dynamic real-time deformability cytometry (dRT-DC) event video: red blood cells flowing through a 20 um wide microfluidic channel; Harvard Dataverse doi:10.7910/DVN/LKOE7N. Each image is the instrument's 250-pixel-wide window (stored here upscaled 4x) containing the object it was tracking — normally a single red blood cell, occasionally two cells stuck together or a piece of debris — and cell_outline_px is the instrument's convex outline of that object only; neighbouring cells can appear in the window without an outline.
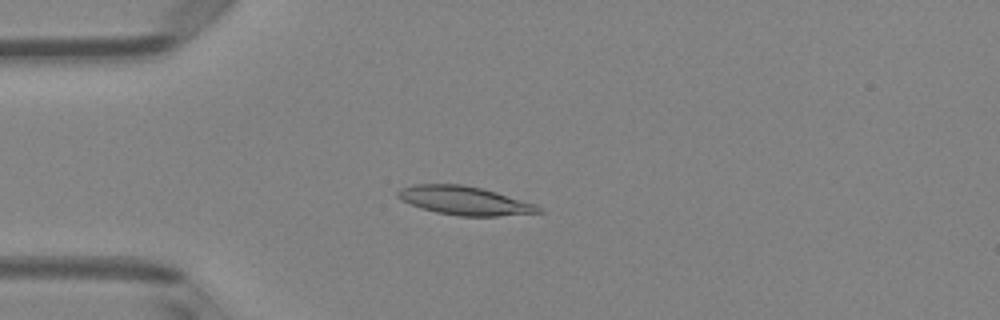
{"species": "Egyptian fruit bat (a non-hibernating species)", "species_latin": "Rousettus aegyptiacus", "temperature_condition": "room temperature", "stored_images_in_passage": 50, "camera_frame_rate_fps": 3000, "um_per_image_px": 0.085, "animal": {"sex": "female"}, "frame": {"image": 1, "passage_image": 13, "time_ms": 4.0, "image_size_px": [1000, 320], "cell_outline_px": [[544, 212], [496, 216], [460, 216], [436, 212], [420, 208], [400, 200], [396, 196], [396, 192], [400, 188], [412, 184], [464, 184], [496, 192], [536, 204], [544, 208]], "centroid_in_image_um": [39.46, 17.05], "position_along_channel_um": 45.5, "area_um2": 23.64}}
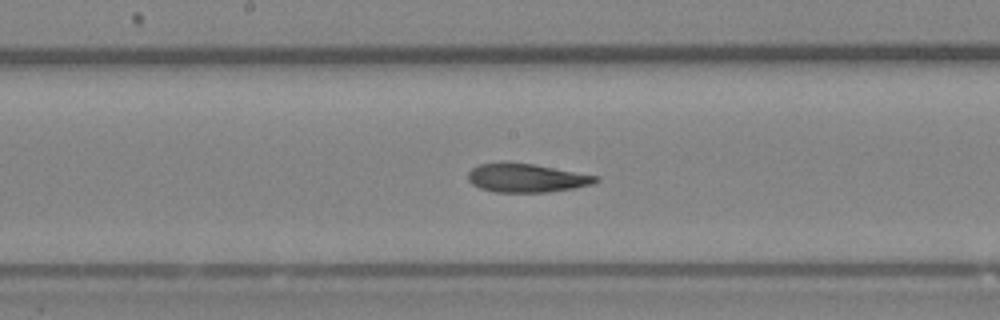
{"frame": {"image": 2, "passage_image": 26, "time_ms": 8.333, "image_size_px": [1000, 320], "cell_outline_px": [[600, 180], [592, 184], [572, 188], [548, 192], [496, 192], [480, 188], [472, 184], [468, 180], [468, 172], [476, 164], [500, 160], [504, 160], [532, 164], [600, 176]], "centroid_in_image_um": [44.69, 15.09], "position_along_channel_um": 203.5, "area_um2": 21.73}}
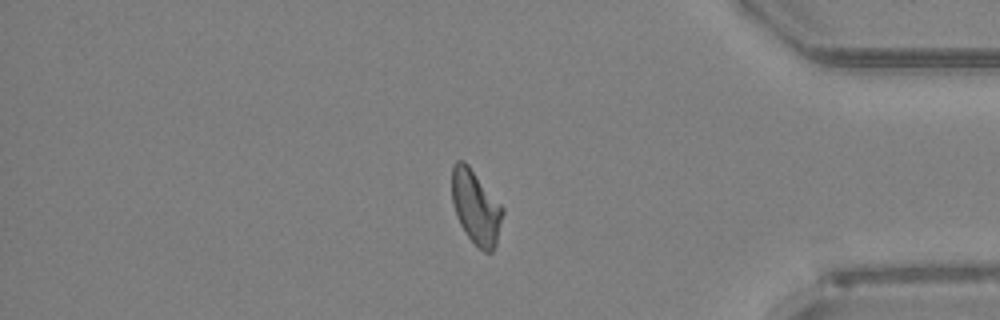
{"frame": {"image": 3, "passage_image": 42, "time_ms": 13.667, "image_size_px": [1000, 320], "cell_outline_px": [[504, 212], [496, 244], [492, 252], [484, 252], [468, 236], [460, 224], [456, 216], [452, 200], [452, 168], [456, 160], [464, 160], [468, 164], [504, 208]], "centroid_in_image_um": [40.45, 17.59], "position_along_channel_um": 394.8, "area_um2": 21.73}, "authors_computed_cell_mechanics": {"area_um2": 22.2241, "velocity_mm_per_s": 4.0754, "shape_relaxation_time_tau1_ms": 9.6032, "shape_relaxation_time_tau2_ms": 2.6479, "deformation_change_tau1": 0.1922, "deformation_change_tau2": 0.0828}}